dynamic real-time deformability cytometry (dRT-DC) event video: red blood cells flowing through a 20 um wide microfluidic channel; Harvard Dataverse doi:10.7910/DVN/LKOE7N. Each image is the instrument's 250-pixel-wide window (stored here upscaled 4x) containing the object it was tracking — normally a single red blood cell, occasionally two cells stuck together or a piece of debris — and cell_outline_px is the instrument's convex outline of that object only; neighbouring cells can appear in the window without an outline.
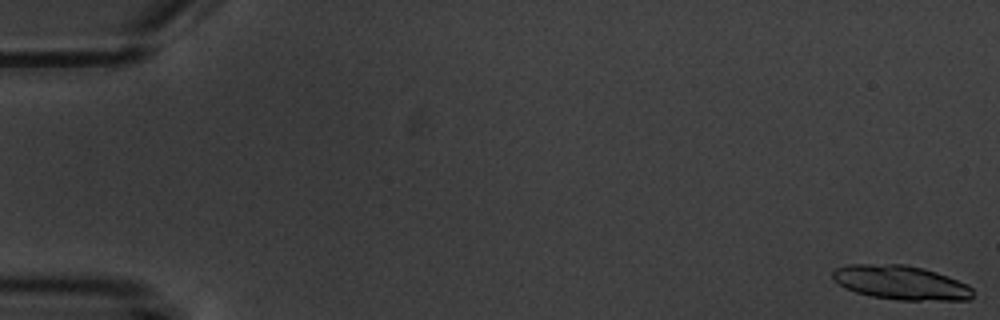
{"species": "common noctule bat (a hibernating species)", "species_latin": "Nyctalus noctula", "temperature_condition": "warm", "stored_images_in_passage": 6, "camera_frame_rate_fps": 3000, "um_per_image_px": 0.085, "animal": {"sex": "male", "body_mass_g": 20.1, "forearm_length_mm": 53.5}, "frame": {"image": 1, "passage_image": 1, "time_ms": 0.0, "image_size_px": [1000, 320], "cell_outline_px": [[972, 300], [900, 300], [872, 296], [856, 292], [844, 288], [832, 276], [832, 272], [836, 268], [848, 264], [904, 264], [924, 268], [948, 276], [968, 284], [972, 288]], "centroid_in_image_um": [76.59, 24.01], "position_along_channel_um": 8.4, "area_um2": 27.92}}